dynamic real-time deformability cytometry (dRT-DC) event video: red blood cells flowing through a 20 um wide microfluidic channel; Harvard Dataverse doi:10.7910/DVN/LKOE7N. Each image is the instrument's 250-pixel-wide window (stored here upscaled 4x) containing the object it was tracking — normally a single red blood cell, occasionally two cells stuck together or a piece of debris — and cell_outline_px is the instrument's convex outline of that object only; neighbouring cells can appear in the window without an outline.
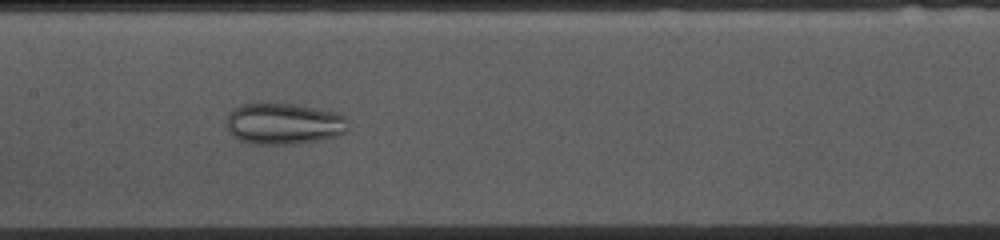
{"species": "common noctule bat (a hibernating species)", "species_latin": "Nyctalus noctula", "temperature_condition": "cold", "stored_images_in_passage": 41, "camera_frame_rate_fps": 3000, "um_per_image_px": 0.085, "animal": {"sex": "female", "body_mass_g": 10.0, "forearm_length_mm": 53.1}, "frame": {"image": 1, "passage_image": 12, "time_ms": 3.667, "image_size_px": [1000, 240], "cell_outline_px": [[348, 128], [340, 136], [320, 140], [292, 144], [252, 144], [240, 140], [232, 136], [228, 128], [228, 112], [232, 108], [240, 104], [296, 104], [340, 112], [344, 116]], "centroid_in_image_um": [24.14, 10.52], "position_along_channel_um": 183.3, "area_um2": 29.48}}
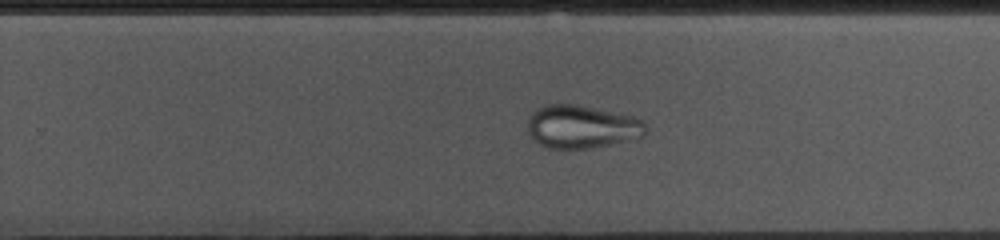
{"frame": {"image": 2, "passage_image": 20, "time_ms": 6.333, "image_size_px": [1000, 240], "cell_outline_px": [[648, 128], [644, 136], [608, 144], [588, 148], [548, 148], [540, 144], [528, 132], [528, 120], [532, 112], [536, 108], [548, 104], [576, 104], [632, 116], [640, 120]], "centroid_in_image_um": [49.43, 10.76], "position_along_channel_um": 280.4, "area_um2": 29.25}}
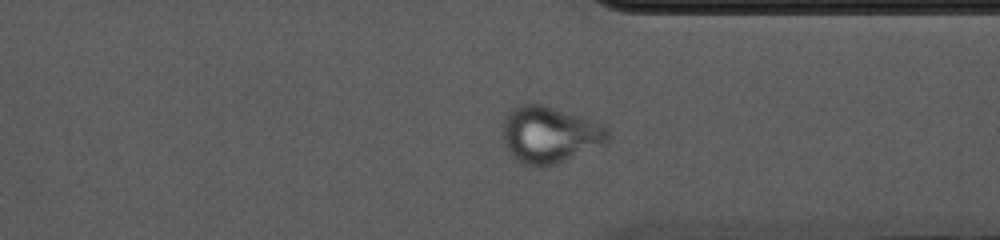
{"frame": {"image": 3, "passage_image": 27, "time_ms": 8.667, "image_size_px": [1000, 240], "cell_outline_px": [[612, 136], [604, 144], [556, 164], [544, 168], [532, 168], [524, 164], [512, 156], [508, 152], [504, 144], [500, 124], [508, 112], [516, 104], [544, 104], [604, 124], [608, 128]], "centroid_in_image_um": [46.68, 11.45], "position_along_channel_um": 364.7, "area_um2": 35.55}}